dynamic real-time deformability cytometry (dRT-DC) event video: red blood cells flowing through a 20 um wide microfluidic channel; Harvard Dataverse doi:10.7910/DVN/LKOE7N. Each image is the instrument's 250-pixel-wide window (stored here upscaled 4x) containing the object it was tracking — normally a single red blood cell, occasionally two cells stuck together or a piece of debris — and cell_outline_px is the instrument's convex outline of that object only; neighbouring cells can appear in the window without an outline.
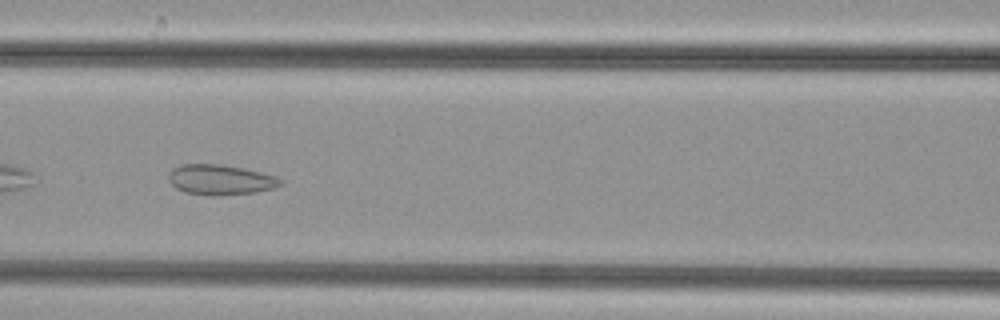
{"species": "common noctule bat (a hibernating species)", "species_latin": "Nyctalus noctula", "temperature_condition": "cold", "stored_images_in_passage": 31, "camera_frame_rate_fps": 3000, "um_per_image_px": 0.085, "animal": {"sex": "female", "body_mass_g": 29.2, "forearm_length_mm": 56.3}, "frame": {"image": 1, "passage_image": 12, "time_ms": 3.667, "image_size_px": [1000, 320], "cell_outline_px": [[284, 184], [272, 188], [256, 192], [184, 192], [176, 188], [168, 180], [168, 172], [172, 168], [180, 164], [220, 164], [244, 168], [276, 176], [284, 180]], "centroid_in_image_um": [18.73, 15.21], "position_along_channel_um": 147.9, "area_um2": 18.84}}
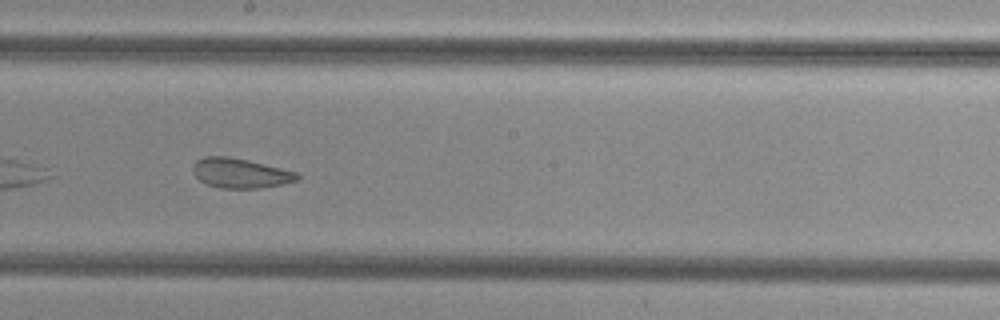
{"frame": {"image": 2, "passage_image": 18, "time_ms": 5.667, "image_size_px": [1000, 320], "cell_outline_px": [[300, 176], [296, 180], [284, 184], [260, 188], [220, 188], [208, 184], [200, 180], [192, 172], [192, 164], [196, 160], [204, 156], [228, 156], [248, 160], [300, 172]], "centroid_in_image_um": [20.44, 14.71], "position_along_channel_um": 227.8, "area_um2": 18.26}}
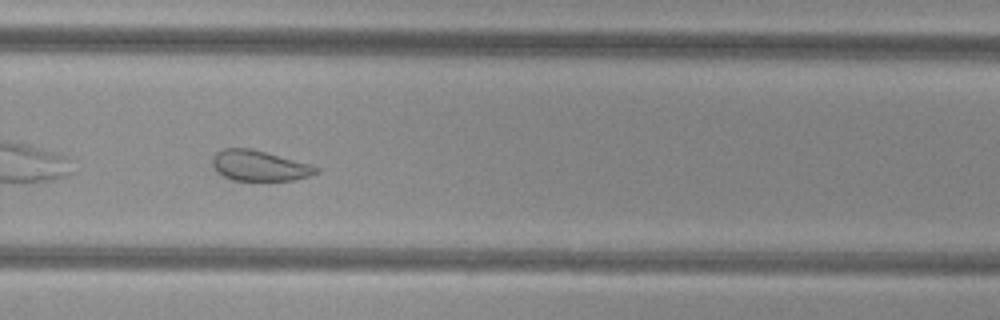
{"frame": {"image": 3, "passage_image": 24, "time_ms": 7.667, "image_size_px": [1000, 320], "cell_outline_px": [[320, 172], [308, 176], [292, 180], [232, 180], [216, 172], [212, 164], [212, 156], [216, 152], [224, 148], [252, 148], [312, 164], [320, 168]], "centroid_in_image_um": [22.05, 14.07], "position_along_channel_um": 307.8, "area_um2": 18.61}}